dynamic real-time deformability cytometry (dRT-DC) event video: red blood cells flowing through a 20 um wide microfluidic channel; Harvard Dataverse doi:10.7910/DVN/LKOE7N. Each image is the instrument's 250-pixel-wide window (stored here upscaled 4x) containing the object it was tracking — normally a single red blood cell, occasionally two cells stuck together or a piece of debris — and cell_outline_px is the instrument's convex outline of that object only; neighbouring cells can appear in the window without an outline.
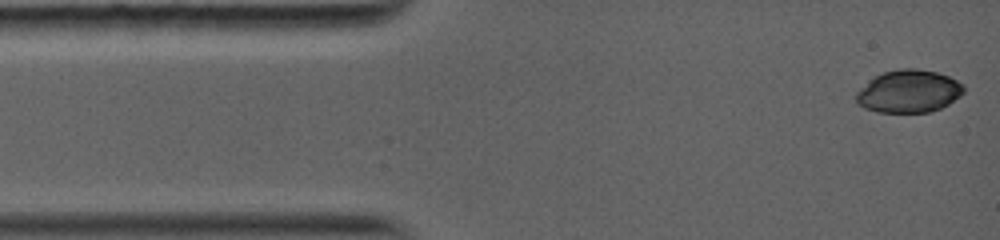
{"species": "common noctule bat (a hibernating species)", "species_latin": "Nyctalus noctula", "temperature_condition": "warm", "stored_images_in_passage": 6, "camera_frame_rate_fps": 5000, "um_per_image_px": 0.085, "animal": {"sex": "female", "body_mass_g": 19.0, "forearm_length_mm": 56.7}, "frame": {"image": 1, "passage_image": 1, "time_ms": 0.0, "image_size_px": [1000, 240], "cell_outline_px": [[964, 92], [960, 96], [948, 104], [932, 112], [876, 112], [864, 108], [856, 100], [856, 92], [868, 80], [884, 72], [900, 68], [916, 68], [936, 72], [948, 76], [964, 84]], "centroid_in_image_um": [77.25, 7.76], "position_along_channel_um": 7.8, "area_um2": 26.76}}
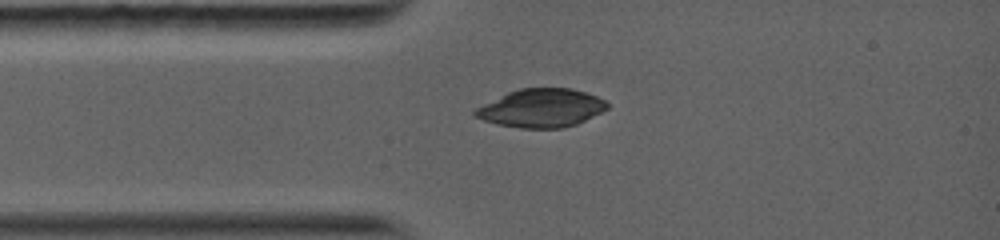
{"frame": {"image": 2, "passage_image": 6, "time_ms": 2.4, "image_size_px": [1000, 240], "cell_outline_px": [[608, 108], [576, 124], [564, 128], [520, 128], [496, 124], [472, 116], [472, 112], [476, 108], [508, 92], [520, 88], [572, 88], [596, 96], [604, 100], [608, 104]], "centroid_in_image_um": [45.98, 9.19], "position_along_channel_um": 39.0, "area_um2": 29.36}}